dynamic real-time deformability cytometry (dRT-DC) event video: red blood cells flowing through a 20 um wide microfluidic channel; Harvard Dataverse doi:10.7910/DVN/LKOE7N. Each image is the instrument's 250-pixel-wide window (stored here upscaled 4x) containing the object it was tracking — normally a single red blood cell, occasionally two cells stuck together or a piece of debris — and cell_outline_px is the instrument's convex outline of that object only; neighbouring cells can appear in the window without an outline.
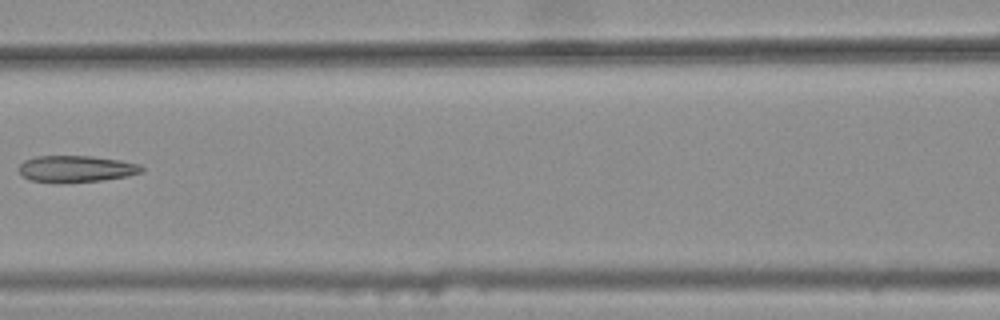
{"species": "common noctule bat (a hibernating species)", "species_latin": "Nyctalus noctula", "temperature_condition": "warm", "stored_images_in_passage": 7, "camera_frame_rate_fps": 3000, "um_per_image_px": 0.085, "animal": {"sex": "female", "body_mass_g": 25.1}, "frame": {"image": 1, "passage_image": 6, "time_ms": 1.667, "image_size_px": [1000, 320], "cell_outline_px": [[144, 172], [128, 176], [104, 180], [32, 180], [24, 176], [20, 172], [20, 164], [24, 160], [36, 156], [92, 156], [120, 160], [140, 164], [144, 168]], "centroid_in_image_um": [6.57, 14.3], "position_along_channel_um": 160.0, "area_um2": 18.26}}
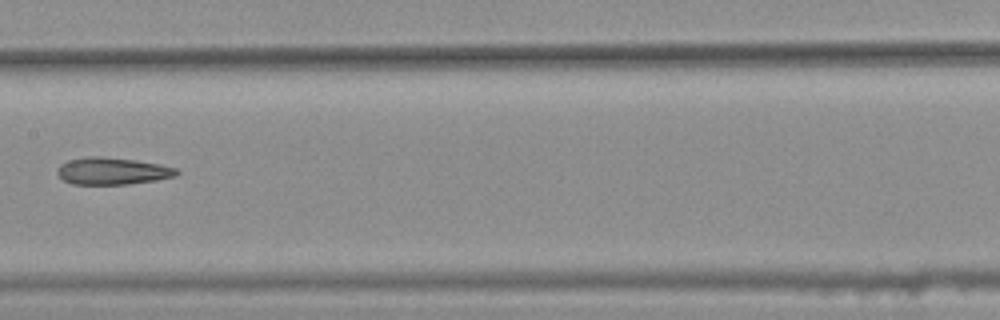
{"frame": {"image": 2, "passage_image": 7, "time_ms": 2.0, "image_size_px": [1000, 320], "cell_outline_px": [[180, 172], [176, 176], [156, 180], [128, 184], [72, 184], [64, 180], [56, 172], [56, 168], [60, 164], [68, 160], [88, 156], [100, 156], [136, 160], [160, 164], [176, 168]], "centroid_in_image_um": [9.54, 14.53], "position_along_channel_um": 197.9, "area_um2": 18.9}}